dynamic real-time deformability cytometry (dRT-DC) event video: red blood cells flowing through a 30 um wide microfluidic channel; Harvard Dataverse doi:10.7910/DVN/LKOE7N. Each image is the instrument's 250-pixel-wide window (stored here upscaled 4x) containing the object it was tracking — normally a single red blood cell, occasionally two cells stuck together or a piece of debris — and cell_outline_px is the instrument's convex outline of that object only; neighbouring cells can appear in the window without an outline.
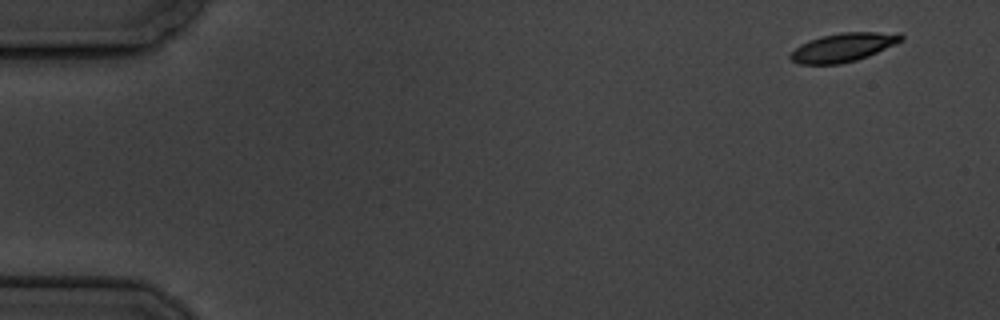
{"species": "common noctule bat (a hibernating species)", "species_latin": "Nyctalus noctula", "temperature_condition": "cold", "stored_images_in_passage": 6, "segment_of_instrument_passage": [2, 2], "camera_frame_rate_fps": 3000, "um_per_image_px": 0.085, "animal": {"sex": "male", "body_mass_g": 19.5, "forearm_length_mm": 54.6}, "frame": {"image": 1, "passage_image": 6, "time_ms": 6.667, "image_size_px": [1000, 320], "cell_outline_px": [[904, 40], [896, 44], [868, 56], [856, 60], [840, 64], [800, 64], [792, 60], [788, 56], [800, 44], [820, 36], [840, 32], [900, 32], [904, 36]], "centroid_in_image_um": [71.72, 4.01], "position_along_channel_um": 13.3, "area_um2": 18.61}}